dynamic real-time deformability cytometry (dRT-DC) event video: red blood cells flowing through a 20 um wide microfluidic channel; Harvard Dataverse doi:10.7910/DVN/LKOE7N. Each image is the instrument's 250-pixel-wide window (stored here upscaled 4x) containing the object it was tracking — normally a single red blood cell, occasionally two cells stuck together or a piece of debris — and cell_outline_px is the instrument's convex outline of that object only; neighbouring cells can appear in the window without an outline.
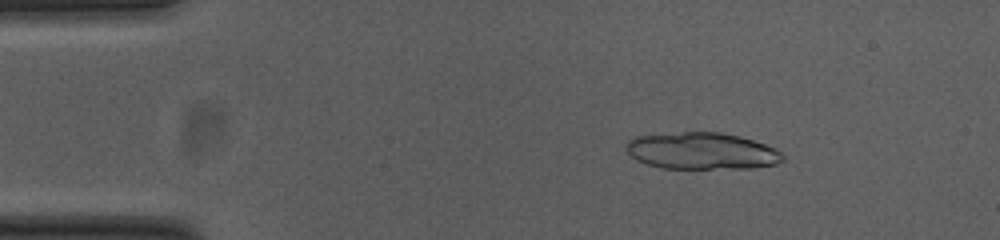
{"species": "common noctule bat (a hibernating species)", "species_latin": "Nyctalus noctula", "temperature_condition": "cold", "stored_images_in_passage": 52, "camera_frame_rate_fps": 3000, "um_per_image_px": 0.085, "animal": {"sex": "female", "body_mass_g": 23.0, "forearm_length_mm": 53.4}, "frame": {"image": 1, "passage_image": 8, "time_ms": 2.333, "image_size_px": [1000, 240], "cell_outline_px": [[784, 160], [776, 164], [752, 168], [664, 168], [648, 164], [636, 160], [624, 148], [624, 144], [628, 140], [636, 136], [684, 132], [720, 132], [740, 136], [776, 148], [784, 156]], "centroid_in_image_um": [59.65, 12.83], "position_along_channel_um": 25.4, "area_um2": 33.58}}
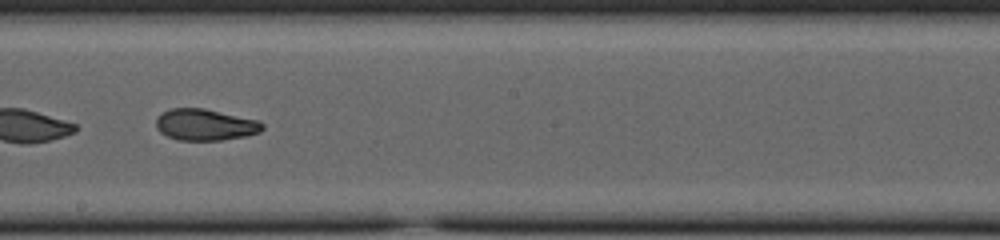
{"frame": {"image": 2, "passage_image": 30, "time_ms": 9.667, "image_size_px": [1000, 240], "cell_outline_px": [[264, 128], [260, 132], [244, 136], [220, 140], [176, 140], [160, 132], [156, 128], [156, 120], [164, 112], [172, 108], [204, 108], [260, 120], [264, 124]], "centroid_in_image_um": [17.47, 10.6], "position_along_channel_um": 230.7, "area_um2": 19.48}, "authors_computed_cell_mechanics": {"area_um2": 20.6924, "velocity_mm_per_s": 3.7987, "shape_relaxation_time_tau1_ms": 4.4095, "shape_relaxation_time_tau2_ms": 2.59, "deformation_change_tau1": 0.1762, "deformation_change_tau2": 0.0867}}